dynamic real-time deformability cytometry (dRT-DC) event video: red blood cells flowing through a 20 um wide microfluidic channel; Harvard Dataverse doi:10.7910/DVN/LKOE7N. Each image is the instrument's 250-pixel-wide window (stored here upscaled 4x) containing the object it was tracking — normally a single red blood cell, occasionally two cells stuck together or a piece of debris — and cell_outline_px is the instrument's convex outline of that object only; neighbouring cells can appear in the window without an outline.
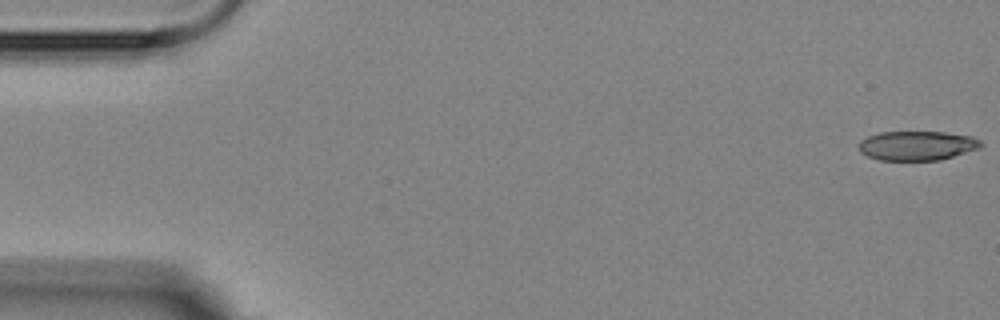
{"species": "Egyptian fruit bat (a non-hibernating species)", "species_latin": "Rousettus aegyptiacus", "temperature_condition": "room temperature", "stored_images_in_passage": 5, "camera_frame_rate_fps": 3000, "um_per_image_px": 0.085, "animal": {"sex": "female"}, "frame": {"image": 1, "passage_image": 1, "time_ms": 0.0, "image_size_px": [1000, 320], "cell_outline_px": [[984, 144], [980, 148], [940, 160], [880, 160], [868, 156], [860, 152], [856, 144], [860, 140], [868, 136], [880, 132], [944, 132], [972, 136], [980, 140]], "centroid_in_image_um": [77.94, 12.37], "position_along_channel_um": 7.1, "area_um2": 21.04}}
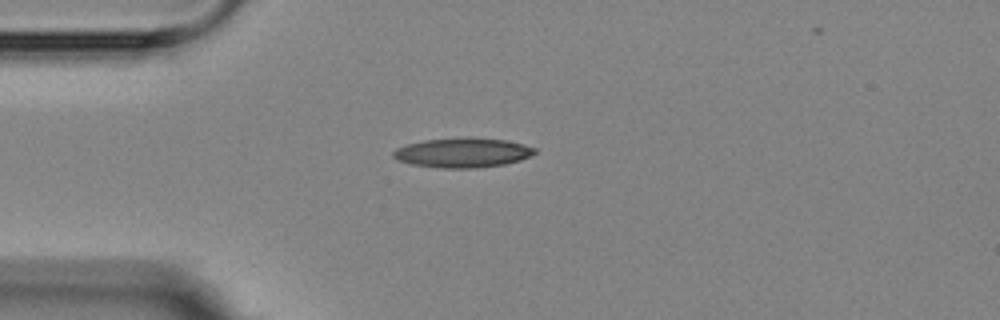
{"frame": {"image": 2, "passage_image": 5, "time_ms": 4.333, "image_size_px": [1000, 320], "cell_outline_px": [[536, 152], [520, 160], [504, 164], [476, 168], [440, 168], [412, 164], [396, 160], [392, 156], [392, 152], [396, 148], [408, 144], [424, 140], [504, 140], [524, 144], [536, 148]], "centroid_in_image_um": [39.29, 13.02], "position_along_channel_um": 45.7, "area_um2": 23.41}}